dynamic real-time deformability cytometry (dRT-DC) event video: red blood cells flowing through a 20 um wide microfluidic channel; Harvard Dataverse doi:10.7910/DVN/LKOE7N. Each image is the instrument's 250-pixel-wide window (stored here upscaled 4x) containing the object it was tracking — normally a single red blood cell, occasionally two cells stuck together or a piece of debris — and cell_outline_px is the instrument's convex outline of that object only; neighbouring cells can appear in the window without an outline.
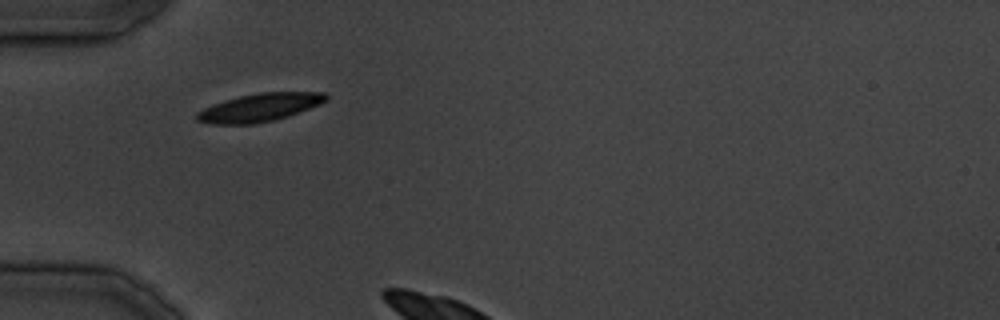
{"species": "common noctule bat (a hibernating species)", "species_latin": "Nyctalus noctula", "temperature_condition": "cold", "stored_images_in_passage": 3, "camera_frame_rate_fps": 3000, "um_per_image_px": 0.085, "animal": {"sex": "male", "body_mass_g": 19.5, "forearm_length_mm": 54.6}, "frame": {"image": 1, "passage_image": 1, "time_ms": 0.0, "image_size_px": [1000, 320], "cell_outline_px": [[328, 100], [320, 104], [288, 116], [272, 120], [252, 124], [208, 124], [196, 120], [196, 112], [212, 104], [224, 100], [240, 96], [260, 92], [328, 92]], "centroid_in_image_um": [22.06, 9.13], "position_along_channel_um": 62.9, "area_um2": 21.15}}